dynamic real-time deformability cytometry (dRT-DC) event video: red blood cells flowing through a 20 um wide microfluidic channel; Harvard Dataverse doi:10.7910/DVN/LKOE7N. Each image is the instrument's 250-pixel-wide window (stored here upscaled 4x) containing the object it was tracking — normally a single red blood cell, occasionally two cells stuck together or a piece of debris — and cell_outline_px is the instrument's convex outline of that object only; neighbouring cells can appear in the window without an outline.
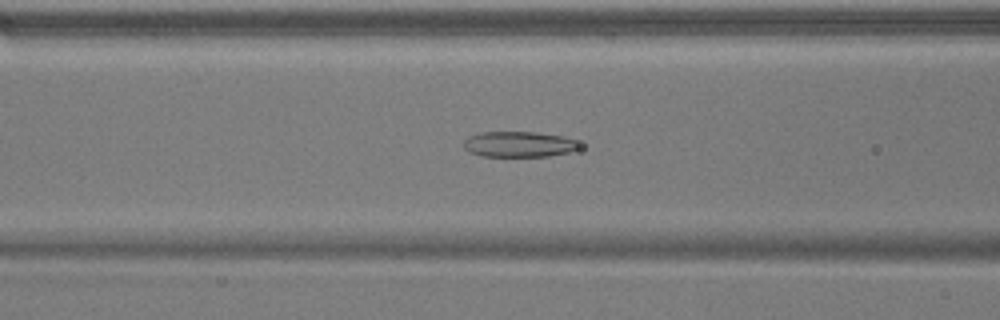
{"species": "common noctule bat (a hibernating species)", "species_latin": "Nyctalus noctula", "temperature_condition": "warm", "stored_images_in_passage": 46, "camera_frame_rate_fps": 3000, "um_per_image_px": 0.085, "animal": {"sex": "male", "body_mass_g": 17.9}, "frame": {"image": 1, "passage_image": 15, "time_ms": 4.667, "image_size_px": [1000, 320], "cell_outline_px": [[580, 148], [568, 152], [548, 156], [480, 156], [468, 152], [464, 148], [464, 140], [468, 136], [480, 132], [536, 132], [564, 136], [576, 140]], "centroid_in_image_um": [44.08, 12.26], "position_along_channel_um": 122.5, "area_um2": 17.34}}
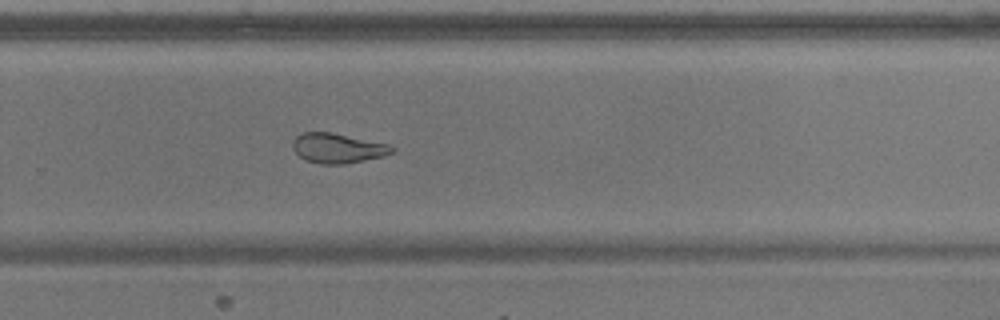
{"frame": {"image": 2, "passage_image": 29, "time_ms": 9.333, "image_size_px": [1000, 320], "cell_outline_px": [[396, 148], [392, 152], [384, 156], [344, 164], [320, 164], [304, 160], [292, 148], [292, 140], [296, 136], [304, 132], [332, 132], [388, 144]], "centroid_in_image_um": [28.68, 12.59], "position_along_channel_um": 301.1, "area_um2": 17.28}}
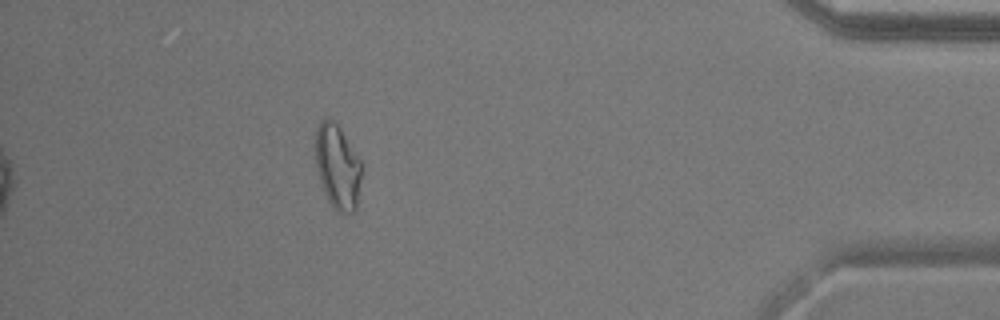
{"frame": {"image": 3, "passage_image": 41, "time_ms": 13.333, "image_size_px": [1000, 320], "cell_outline_px": [[360, 180], [356, 212], [344, 216], [332, 208], [324, 192], [320, 180], [316, 164], [316, 128], [320, 120], [324, 116], [328, 116], [340, 128], [360, 160]], "centroid_in_image_um": [28.68, 14.21], "position_along_channel_um": 406.5, "area_um2": 22.77}, "authors_computed_cell_mechanics": {"area_um2": 19.8254, "velocity_mm_per_s": 3.8369, "shape_relaxation_time_tau1_ms": null, "shape_relaxation_time_tau2_ms": 2.325, "deformation_change_tau1": null, "deformation_change_tau2": 0.1056}}